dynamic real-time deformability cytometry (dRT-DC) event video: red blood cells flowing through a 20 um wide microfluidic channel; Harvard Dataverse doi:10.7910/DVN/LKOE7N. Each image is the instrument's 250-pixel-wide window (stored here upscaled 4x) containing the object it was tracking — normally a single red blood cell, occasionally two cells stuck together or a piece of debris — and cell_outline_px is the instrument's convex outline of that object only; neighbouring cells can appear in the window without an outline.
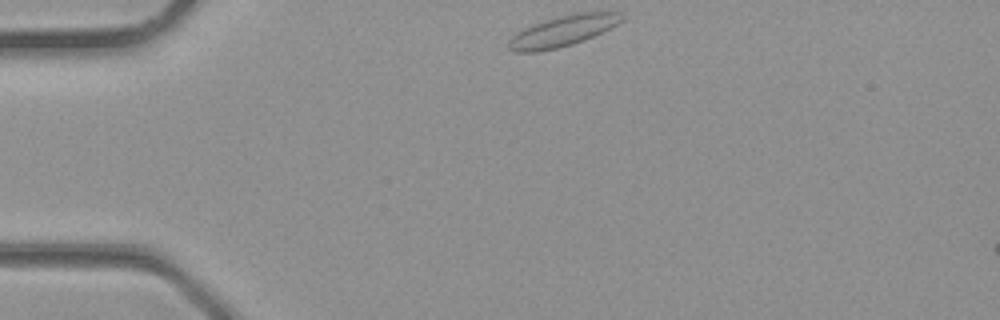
{"species": "common noctule bat (a hibernating species)", "species_latin": "Nyctalus noctula", "temperature_condition": "room temperature", "stored_images_in_passage": 29, "camera_frame_rate_fps": 3000, "um_per_image_px": 0.085, "animal": {"sex": "male", "body_mass_g": 23.1, "forearm_length_mm": 52.7}, "frame": {"image": 1, "passage_image": 1, "time_ms": 0.0, "image_size_px": [1000, 320], "cell_outline_px": [[624, 20], [584, 40], [572, 44], [556, 48], [536, 52], [512, 52], [508, 48], [508, 40], [512, 36], [524, 28], [532, 24], [560, 16], [576, 12], [620, 12]], "centroid_in_image_um": [47.79, 2.64], "position_along_channel_um": 37.2, "area_um2": 20.0}}
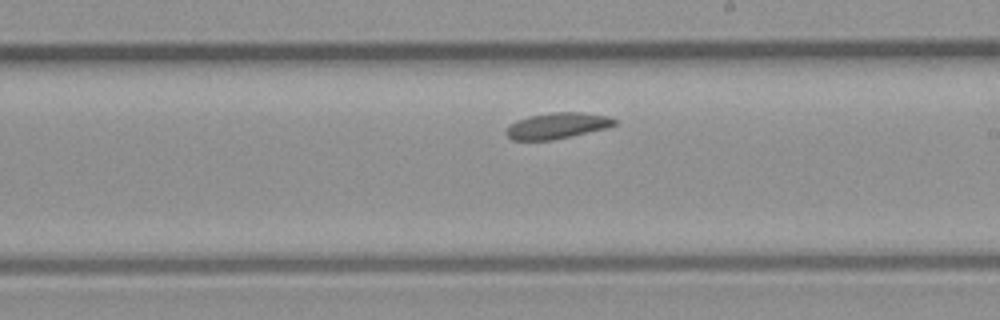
{"frame": {"image": 2, "passage_image": 14, "time_ms": 4.333, "image_size_px": [1000, 320], "cell_outline_px": [[616, 124], [608, 128], [552, 140], [512, 140], [504, 132], [516, 120], [528, 116], [552, 112], [584, 112], [608, 116], [616, 120]], "centroid_in_image_um": [47.38, 10.68], "position_along_channel_um": 241.6, "area_um2": 16.42}}
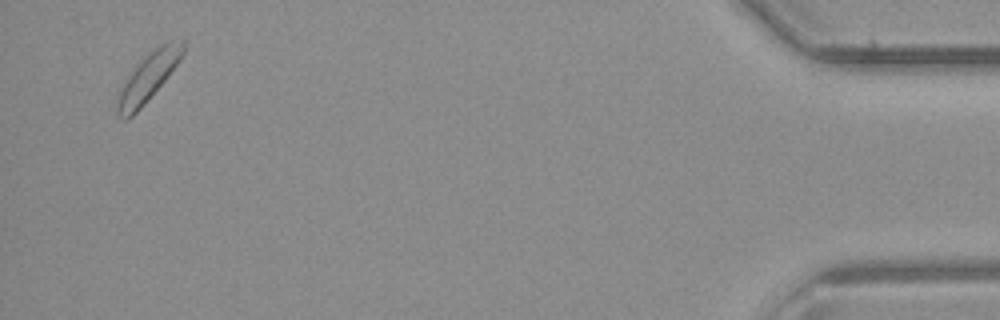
{"frame": {"image": 3, "passage_image": 28, "time_ms": 9.0, "image_size_px": [1000, 320], "cell_outline_px": [[184, 52], [180, 60], [164, 80], [140, 108], [128, 120], [124, 120], [116, 112], [116, 108], [120, 88], [128, 72], [144, 56], [168, 40], [184, 36]], "centroid_in_image_um": [12.59, 6.5], "position_along_channel_um": 422.6, "area_um2": 18.5}}